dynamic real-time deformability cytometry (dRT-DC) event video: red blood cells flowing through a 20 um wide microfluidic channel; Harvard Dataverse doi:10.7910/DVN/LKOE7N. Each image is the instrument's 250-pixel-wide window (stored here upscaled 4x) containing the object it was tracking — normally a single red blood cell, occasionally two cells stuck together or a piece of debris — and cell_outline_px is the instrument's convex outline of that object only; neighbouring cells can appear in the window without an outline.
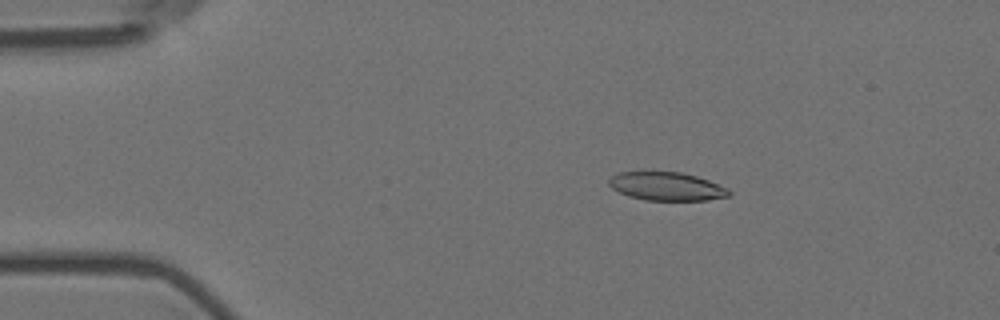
{"species": "Egyptian fruit bat (a non-hibernating species)", "species_latin": "Rousettus aegyptiacus", "temperature_condition": "room temperature", "stored_images_in_passage": 5, "camera_frame_rate_fps": 3000, "um_per_image_px": 0.085, "animal": {"sex": "female"}, "frame": {"image": 1, "passage_image": 3, "time_ms": 0.667, "image_size_px": [1000, 320], "cell_outline_px": [[732, 196], [708, 200], [644, 200], [628, 196], [612, 188], [608, 184], [608, 180], [612, 176], [620, 172], [680, 172], [696, 176], [708, 180], [728, 188], [732, 192]], "centroid_in_image_um": [56.69, 15.85], "position_along_channel_um": 28.3, "area_um2": 19.88}}
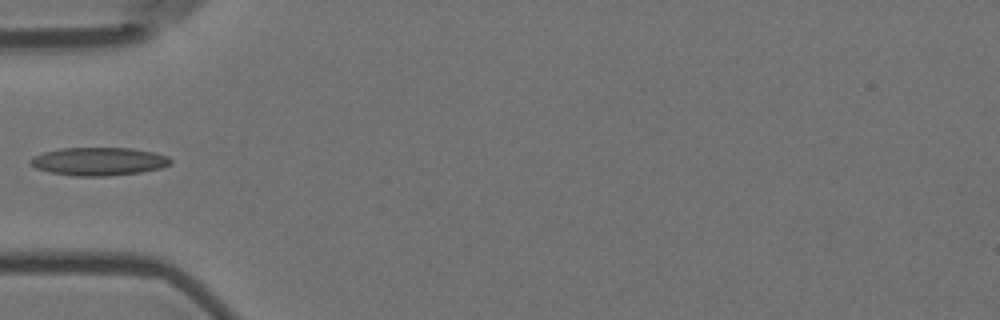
{"frame": {"image": 2, "passage_image": 5, "time_ms": 1.333, "image_size_px": [1000, 320], "cell_outline_px": [[172, 164], [160, 168], [140, 172], [108, 176], [76, 176], [48, 172], [36, 168], [28, 164], [28, 160], [32, 156], [44, 152], [60, 148], [132, 148], [156, 152], [168, 156], [172, 160]], "centroid_in_image_um": [8.38, 13.71], "position_along_channel_um": 76.6, "area_um2": 23.24}}